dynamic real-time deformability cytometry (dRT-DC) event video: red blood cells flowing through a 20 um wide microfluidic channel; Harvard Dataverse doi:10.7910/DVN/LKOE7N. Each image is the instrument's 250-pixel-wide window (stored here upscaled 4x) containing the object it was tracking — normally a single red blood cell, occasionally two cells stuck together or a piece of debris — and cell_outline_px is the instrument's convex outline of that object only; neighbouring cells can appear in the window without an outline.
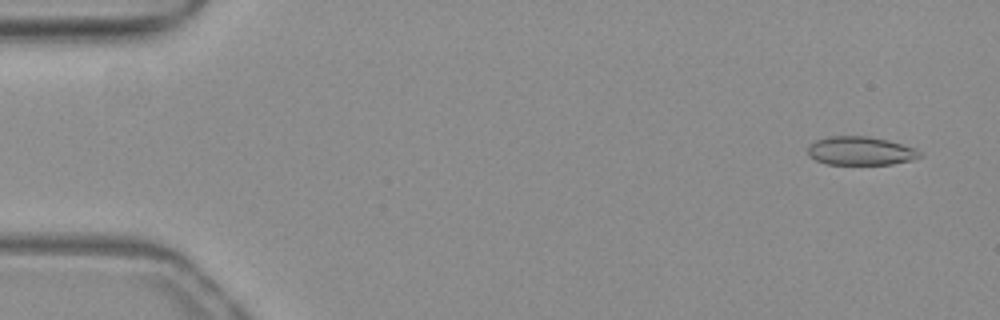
{"species": "common noctule bat (a hibernating species)", "species_latin": "Nyctalus noctula", "temperature_condition": "warm", "stored_images_in_passage": 52, "camera_frame_rate_fps": 3000, "um_per_image_px": 0.085, "animal": {"sex": "female", "body_mass_g": 19.3, "forearm_length_mm": 54.1}, "frame": {"image": 1, "passage_image": 3, "time_ms": 0.667, "image_size_px": [1000, 320], "cell_outline_px": [[924, 156], [912, 160], [892, 164], [828, 164], [816, 160], [808, 156], [808, 144], [816, 140], [828, 136], [868, 136], [888, 140], [916, 148]], "centroid_in_image_um": [73.15, 12.82], "position_along_channel_um": 11.9, "area_um2": 18.79}}
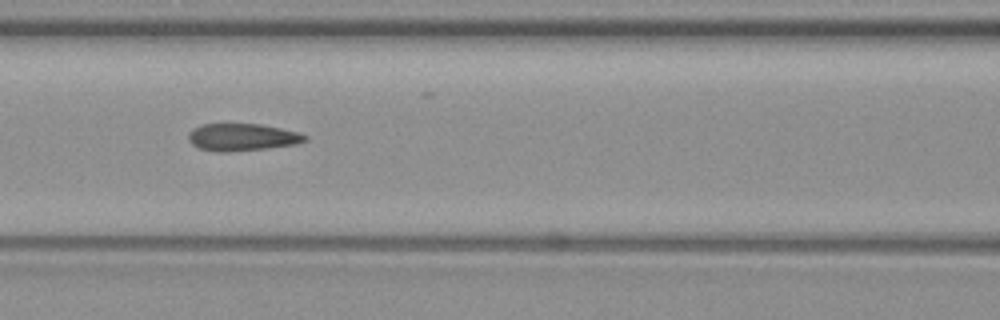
{"frame": {"image": 2, "passage_image": 23, "time_ms": 7.333, "image_size_px": [1000, 320], "cell_outline_px": [[308, 140], [296, 144], [268, 148], [228, 152], [216, 152], [200, 148], [192, 144], [188, 140], [188, 132], [192, 128], [200, 124], [260, 124], [300, 132], [308, 136]], "centroid_in_image_um": [20.58, 11.66], "position_along_channel_um": 146.0, "area_um2": 18.73}}
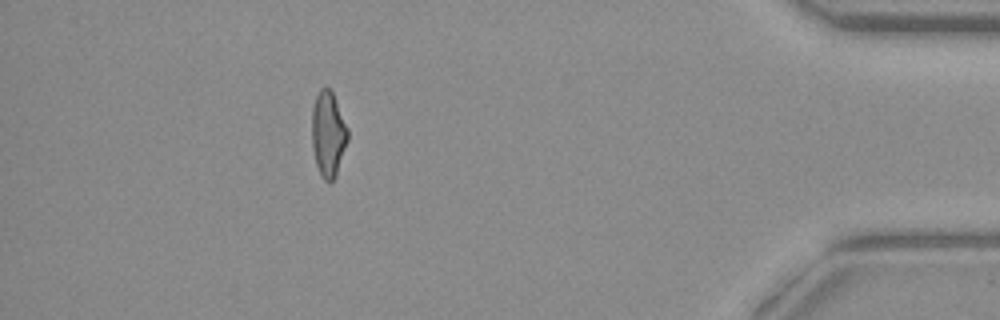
{"frame": {"image": 3, "passage_image": 47, "time_ms": 15.333, "image_size_px": [1000, 320], "cell_outline_px": [[348, 140], [336, 176], [328, 184], [320, 176], [316, 164], [312, 144], [312, 108], [316, 96], [320, 88], [328, 88], [332, 92], [348, 128]], "centroid_in_image_um": [27.89, 11.43], "position_along_channel_um": 407.3, "area_um2": 17.86}, "authors_computed_cell_mechanics": {"area_um2": 18.8428, "velocity_mm_per_s": 3.9576, "shape_relaxation_time_tau1_ms": null, "shape_relaxation_time_tau2_ms": 1.5776, "deformation_change_tau1": null, "deformation_change_tau2": 0.0772}}